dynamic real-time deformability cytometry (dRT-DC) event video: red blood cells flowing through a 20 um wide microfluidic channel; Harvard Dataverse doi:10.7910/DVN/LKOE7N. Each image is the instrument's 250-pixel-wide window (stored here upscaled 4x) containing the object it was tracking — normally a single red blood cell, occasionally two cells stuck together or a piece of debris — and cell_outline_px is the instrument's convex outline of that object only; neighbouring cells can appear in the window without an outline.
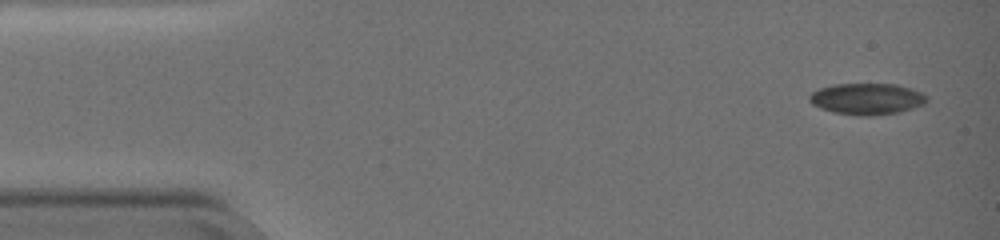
{"species": "common noctule bat (a hibernating species)", "species_latin": "Nyctalus noctula", "temperature_condition": "warm", "stored_images_in_passage": 23, "camera_frame_rate_fps": 3000, "um_per_image_px": 0.085, "animal": {"sex": "female", "body_mass_g": 19.0, "forearm_length_mm": 51.5}, "frame": {"image": 1, "passage_image": 1, "time_ms": 0.0, "image_size_px": [1000, 240], "cell_outline_px": [[928, 100], [924, 104], [900, 112], [872, 116], [860, 116], [832, 112], [820, 108], [812, 104], [808, 100], [808, 96], [812, 92], [820, 88], [836, 84], [896, 84], [912, 88], [928, 96]], "centroid_in_image_um": [73.69, 8.41], "position_along_channel_um": 11.3, "area_um2": 21.62}}
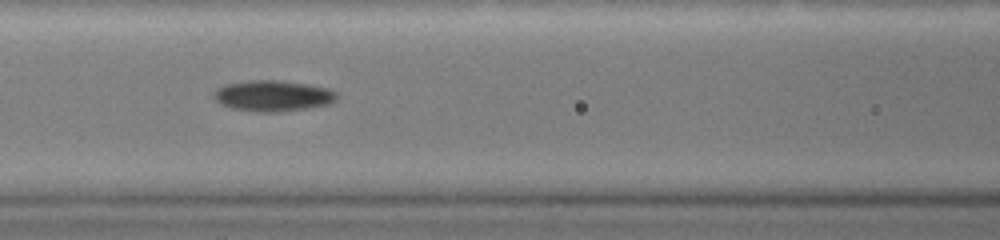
{"frame": {"image": 2, "passage_image": 14, "time_ms": 4.333, "image_size_px": [1000, 240], "cell_outline_px": [[336, 100], [328, 104], [308, 108], [284, 112], [256, 112], [232, 108], [220, 104], [216, 100], [216, 88], [224, 84], [248, 80], [276, 80], [308, 84], [328, 88], [336, 92]], "centroid_in_image_um": [23.2, 8.15], "position_along_channel_um": 143.4, "area_um2": 22.2}}
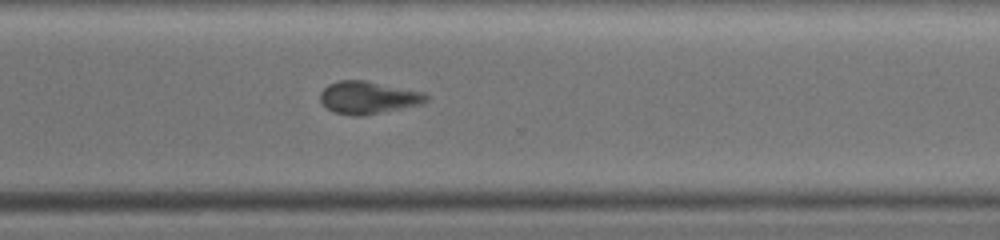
{"frame": {"image": 3, "passage_image": 23, "time_ms": 7.333, "image_size_px": [1000, 240], "cell_outline_px": [[428, 100], [420, 104], [364, 116], [352, 116], [332, 112], [320, 100], [320, 92], [328, 84], [340, 80], [364, 80], [424, 92], [428, 96]], "centroid_in_image_um": [31.27, 8.29], "position_along_channel_um": 339.3, "area_um2": 20.06}}